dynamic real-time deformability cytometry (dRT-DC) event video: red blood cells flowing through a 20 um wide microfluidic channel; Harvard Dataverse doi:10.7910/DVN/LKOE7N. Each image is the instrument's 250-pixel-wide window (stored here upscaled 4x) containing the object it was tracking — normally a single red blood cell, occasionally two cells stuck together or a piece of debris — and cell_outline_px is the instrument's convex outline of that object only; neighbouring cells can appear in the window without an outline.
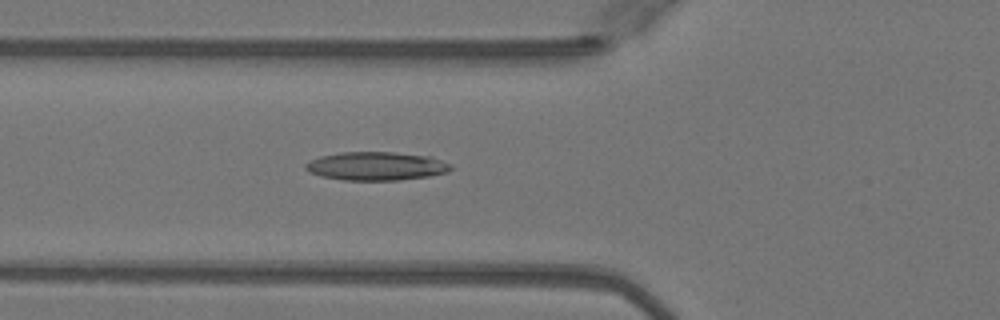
{"species": "Egyptian fruit bat (a non-hibernating species)", "species_latin": "Rousettus aegyptiacus", "temperature_condition": "warm", "stored_images_in_passage": 40, "camera_frame_rate_fps": 3000, "um_per_image_px": 0.085, "animal": {"sex": "female"}, "frame": {"image": 1, "passage_image": 9, "time_ms": 2.667, "image_size_px": [1000, 320], "cell_outline_px": [[452, 168], [448, 172], [428, 176], [396, 180], [344, 180], [320, 176], [308, 172], [304, 168], [304, 164], [320, 156], [340, 152], [392, 152], [432, 156], [452, 164]], "centroid_in_image_um": [31.98, 14.11], "position_along_channel_um": 93.8, "area_um2": 24.22}}
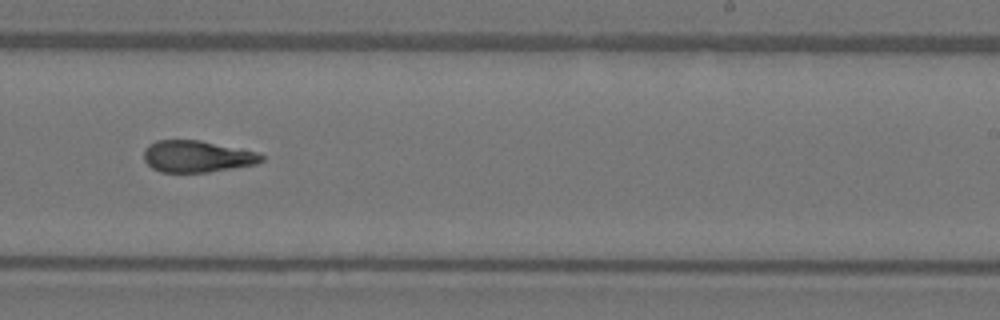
{"frame": {"image": 2, "passage_image": 22, "time_ms": 7.0, "image_size_px": [1000, 320], "cell_outline_px": [[264, 160], [256, 164], [208, 172], [160, 172], [152, 168], [144, 160], [144, 148], [148, 144], [156, 140], [200, 140], [256, 152], [264, 156]], "centroid_in_image_um": [16.71, 13.29], "position_along_channel_um": 272.3, "area_um2": 21.68}}
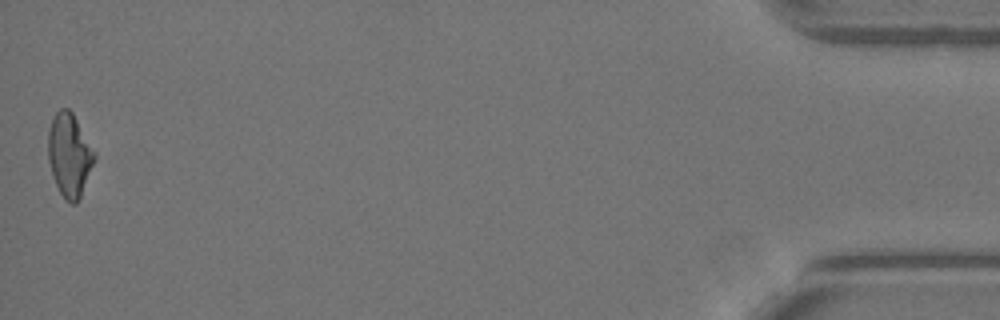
{"frame": {"image": 3, "passage_image": 40, "time_ms": 13.0, "image_size_px": [1000, 320], "cell_outline_px": [[96, 156], [80, 196], [76, 204], [72, 204], [64, 200], [52, 176], [48, 160], [48, 132], [52, 116], [60, 108], [68, 108], [72, 112], [96, 152]], "centroid_in_image_um": [5.88, 13.16], "position_along_channel_um": 429.3, "area_um2": 22.48}, "authors_computed_cell_mechanics": {"area_um2": 22.3975, "velocity_mm_per_s": 4.1252, "shape_relaxation_time_tau1_ms": null, "shape_relaxation_time_tau2_ms": 3.0397, "deformation_change_tau1": null, "deformation_change_tau2": 0.1266}}